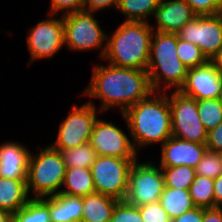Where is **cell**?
<instances>
[{"label":"cell","instance_id":"obj_1","mask_svg":"<svg viewBox=\"0 0 222 222\" xmlns=\"http://www.w3.org/2000/svg\"><path fill=\"white\" fill-rule=\"evenodd\" d=\"M95 64L90 82L84 92L88 102L100 100L98 110L105 113L118 108L123 114L129 107L147 98L153 89L147 70L116 67L111 64Z\"/></svg>","mask_w":222,"mask_h":222},{"label":"cell","instance_id":"obj_2","mask_svg":"<svg viewBox=\"0 0 222 222\" xmlns=\"http://www.w3.org/2000/svg\"><path fill=\"white\" fill-rule=\"evenodd\" d=\"M134 149L163 144L172 136L168 92H152L121 114Z\"/></svg>","mask_w":222,"mask_h":222},{"label":"cell","instance_id":"obj_3","mask_svg":"<svg viewBox=\"0 0 222 222\" xmlns=\"http://www.w3.org/2000/svg\"><path fill=\"white\" fill-rule=\"evenodd\" d=\"M153 31L150 22L123 20L107 34L102 60L116 67L147 70Z\"/></svg>","mask_w":222,"mask_h":222},{"label":"cell","instance_id":"obj_4","mask_svg":"<svg viewBox=\"0 0 222 222\" xmlns=\"http://www.w3.org/2000/svg\"><path fill=\"white\" fill-rule=\"evenodd\" d=\"M176 50L177 34L153 31L147 73L154 92L179 91L183 86L189 68Z\"/></svg>","mask_w":222,"mask_h":222},{"label":"cell","instance_id":"obj_5","mask_svg":"<svg viewBox=\"0 0 222 222\" xmlns=\"http://www.w3.org/2000/svg\"><path fill=\"white\" fill-rule=\"evenodd\" d=\"M30 153L28 160L27 191L29 197L43 198L57 195L63 185L66 166L60 151L50 145Z\"/></svg>","mask_w":222,"mask_h":222},{"label":"cell","instance_id":"obj_6","mask_svg":"<svg viewBox=\"0 0 222 222\" xmlns=\"http://www.w3.org/2000/svg\"><path fill=\"white\" fill-rule=\"evenodd\" d=\"M95 12L79 11L63 15L64 45L69 51L99 50V60L105 55L107 33L101 28Z\"/></svg>","mask_w":222,"mask_h":222},{"label":"cell","instance_id":"obj_7","mask_svg":"<svg viewBox=\"0 0 222 222\" xmlns=\"http://www.w3.org/2000/svg\"><path fill=\"white\" fill-rule=\"evenodd\" d=\"M95 102L72 105L69 114L59 125L57 137L50 146L62 151L75 148L90 141L93 126L99 113Z\"/></svg>","mask_w":222,"mask_h":222},{"label":"cell","instance_id":"obj_8","mask_svg":"<svg viewBox=\"0 0 222 222\" xmlns=\"http://www.w3.org/2000/svg\"><path fill=\"white\" fill-rule=\"evenodd\" d=\"M136 160L97 155L90 168L95 192L118 201L125 200L128 192L129 171Z\"/></svg>","mask_w":222,"mask_h":222},{"label":"cell","instance_id":"obj_9","mask_svg":"<svg viewBox=\"0 0 222 222\" xmlns=\"http://www.w3.org/2000/svg\"><path fill=\"white\" fill-rule=\"evenodd\" d=\"M172 137L206 144L207 131L198 114L197 100L180 91L168 92Z\"/></svg>","mask_w":222,"mask_h":222},{"label":"cell","instance_id":"obj_10","mask_svg":"<svg viewBox=\"0 0 222 222\" xmlns=\"http://www.w3.org/2000/svg\"><path fill=\"white\" fill-rule=\"evenodd\" d=\"M138 160L130 168L128 192L125 198V201L134 206L159 201L164 188V177L158 163Z\"/></svg>","mask_w":222,"mask_h":222},{"label":"cell","instance_id":"obj_11","mask_svg":"<svg viewBox=\"0 0 222 222\" xmlns=\"http://www.w3.org/2000/svg\"><path fill=\"white\" fill-rule=\"evenodd\" d=\"M54 16V17H53ZM49 14L29 28L26 43L30 54L28 66L39 59H52L64 45L63 16Z\"/></svg>","mask_w":222,"mask_h":222},{"label":"cell","instance_id":"obj_12","mask_svg":"<svg viewBox=\"0 0 222 222\" xmlns=\"http://www.w3.org/2000/svg\"><path fill=\"white\" fill-rule=\"evenodd\" d=\"M176 34L181 40L198 46L210 61L222 48V13L196 15Z\"/></svg>","mask_w":222,"mask_h":222},{"label":"cell","instance_id":"obj_13","mask_svg":"<svg viewBox=\"0 0 222 222\" xmlns=\"http://www.w3.org/2000/svg\"><path fill=\"white\" fill-rule=\"evenodd\" d=\"M90 144L99 156L138 159L130 134L116 126L115 122L98 118L93 126Z\"/></svg>","mask_w":222,"mask_h":222},{"label":"cell","instance_id":"obj_14","mask_svg":"<svg viewBox=\"0 0 222 222\" xmlns=\"http://www.w3.org/2000/svg\"><path fill=\"white\" fill-rule=\"evenodd\" d=\"M179 91L196 100L220 98L222 75L211 61L188 70L185 82Z\"/></svg>","mask_w":222,"mask_h":222},{"label":"cell","instance_id":"obj_15","mask_svg":"<svg viewBox=\"0 0 222 222\" xmlns=\"http://www.w3.org/2000/svg\"><path fill=\"white\" fill-rule=\"evenodd\" d=\"M160 167L189 166L196 168L207 151L206 144L170 137L160 145Z\"/></svg>","mask_w":222,"mask_h":222},{"label":"cell","instance_id":"obj_16","mask_svg":"<svg viewBox=\"0 0 222 222\" xmlns=\"http://www.w3.org/2000/svg\"><path fill=\"white\" fill-rule=\"evenodd\" d=\"M196 14L185 0H160L155 10V24L151 25L154 31L176 34Z\"/></svg>","mask_w":222,"mask_h":222},{"label":"cell","instance_id":"obj_17","mask_svg":"<svg viewBox=\"0 0 222 222\" xmlns=\"http://www.w3.org/2000/svg\"><path fill=\"white\" fill-rule=\"evenodd\" d=\"M31 150L20 142L7 141L0 145V177L27 179Z\"/></svg>","mask_w":222,"mask_h":222},{"label":"cell","instance_id":"obj_18","mask_svg":"<svg viewBox=\"0 0 222 222\" xmlns=\"http://www.w3.org/2000/svg\"><path fill=\"white\" fill-rule=\"evenodd\" d=\"M51 222H81L83 197L57 194L49 196Z\"/></svg>","mask_w":222,"mask_h":222},{"label":"cell","instance_id":"obj_19","mask_svg":"<svg viewBox=\"0 0 222 222\" xmlns=\"http://www.w3.org/2000/svg\"><path fill=\"white\" fill-rule=\"evenodd\" d=\"M26 182L27 179L0 177V210L14 214L27 204L30 197Z\"/></svg>","mask_w":222,"mask_h":222},{"label":"cell","instance_id":"obj_20","mask_svg":"<svg viewBox=\"0 0 222 222\" xmlns=\"http://www.w3.org/2000/svg\"><path fill=\"white\" fill-rule=\"evenodd\" d=\"M117 202L118 200L97 192L84 196L81 222H110Z\"/></svg>","mask_w":222,"mask_h":222},{"label":"cell","instance_id":"obj_21","mask_svg":"<svg viewBox=\"0 0 222 222\" xmlns=\"http://www.w3.org/2000/svg\"><path fill=\"white\" fill-rule=\"evenodd\" d=\"M95 192L93 176L87 168H66L61 194L84 197Z\"/></svg>","mask_w":222,"mask_h":222},{"label":"cell","instance_id":"obj_22","mask_svg":"<svg viewBox=\"0 0 222 222\" xmlns=\"http://www.w3.org/2000/svg\"><path fill=\"white\" fill-rule=\"evenodd\" d=\"M159 202L171 220L195 207L189 190L174 189L165 186Z\"/></svg>","mask_w":222,"mask_h":222},{"label":"cell","instance_id":"obj_23","mask_svg":"<svg viewBox=\"0 0 222 222\" xmlns=\"http://www.w3.org/2000/svg\"><path fill=\"white\" fill-rule=\"evenodd\" d=\"M159 2L160 0H119L117 11L124 15V21L150 22Z\"/></svg>","mask_w":222,"mask_h":222},{"label":"cell","instance_id":"obj_24","mask_svg":"<svg viewBox=\"0 0 222 222\" xmlns=\"http://www.w3.org/2000/svg\"><path fill=\"white\" fill-rule=\"evenodd\" d=\"M12 222H51L49 196L31 197L24 207L12 214Z\"/></svg>","mask_w":222,"mask_h":222},{"label":"cell","instance_id":"obj_25","mask_svg":"<svg viewBox=\"0 0 222 222\" xmlns=\"http://www.w3.org/2000/svg\"><path fill=\"white\" fill-rule=\"evenodd\" d=\"M189 193L195 207L215 208L214 179L195 175Z\"/></svg>","mask_w":222,"mask_h":222},{"label":"cell","instance_id":"obj_26","mask_svg":"<svg viewBox=\"0 0 222 222\" xmlns=\"http://www.w3.org/2000/svg\"><path fill=\"white\" fill-rule=\"evenodd\" d=\"M66 168H87L90 169L97 157L96 151L90 142L75 148L60 151Z\"/></svg>","mask_w":222,"mask_h":222},{"label":"cell","instance_id":"obj_27","mask_svg":"<svg viewBox=\"0 0 222 222\" xmlns=\"http://www.w3.org/2000/svg\"><path fill=\"white\" fill-rule=\"evenodd\" d=\"M164 186L174 189L189 190L194 181L196 171L195 168L189 166L161 167Z\"/></svg>","mask_w":222,"mask_h":222},{"label":"cell","instance_id":"obj_28","mask_svg":"<svg viewBox=\"0 0 222 222\" xmlns=\"http://www.w3.org/2000/svg\"><path fill=\"white\" fill-rule=\"evenodd\" d=\"M198 114L207 132L222 122V104L219 98L197 100Z\"/></svg>","mask_w":222,"mask_h":222},{"label":"cell","instance_id":"obj_29","mask_svg":"<svg viewBox=\"0 0 222 222\" xmlns=\"http://www.w3.org/2000/svg\"><path fill=\"white\" fill-rule=\"evenodd\" d=\"M176 53L178 58L189 69L202 66L209 61L198 46L190 42L183 41L178 38V36Z\"/></svg>","mask_w":222,"mask_h":222},{"label":"cell","instance_id":"obj_30","mask_svg":"<svg viewBox=\"0 0 222 222\" xmlns=\"http://www.w3.org/2000/svg\"><path fill=\"white\" fill-rule=\"evenodd\" d=\"M195 171L196 175L216 179L222 174V153L207 150Z\"/></svg>","mask_w":222,"mask_h":222},{"label":"cell","instance_id":"obj_31","mask_svg":"<svg viewBox=\"0 0 222 222\" xmlns=\"http://www.w3.org/2000/svg\"><path fill=\"white\" fill-rule=\"evenodd\" d=\"M110 222H144L138 206L127 201H118L113 209Z\"/></svg>","mask_w":222,"mask_h":222},{"label":"cell","instance_id":"obj_32","mask_svg":"<svg viewBox=\"0 0 222 222\" xmlns=\"http://www.w3.org/2000/svg\"><path fill=\"white\" fill-rule=\"evenodd\" d=\"M138 208L144 222H171L159 201L141 205Z\"/></svg>","mask_w":222,"mask_h":222},{"label":"cell","instance_id":"obj_33","mask_svg":"<svg viewBox=\"0 0 222 222\" xmlns=\"http://www.w3.org/2000/svg\"><path fill=\"white\" fill-rule=\"evenodd\" d=\"M196 15L222 13V0H185Z\"/></svg>","mask_w":222,"mask_h":222},{"label":"cell","instance_id":"obj_34","mask_svg":"<svg viewBox=\"0 0 222 222\" xmlns=\"http://www.w3.org/2000/svg\"><path fill=\"white\" fill-rule=\"evenodd\" d=\"M49 14L63 16L72 12L83 11V0H50Z\"/></svg>","mask_w":222,"mask_h":222},{"label":"cell","instance_id":"obj_35","mask_svg":"<svg viewBox=\"0 0 222 222\" xmlns=\"http://www.w3.org/2000/svg\"><path fill=\"white\" fill-rule=\"evenodd\" d=\"M119 5V0H83V11L99 12L106 9L115 8Z\"/></svg>","mask_w":222,"mask_h":222},{"label":"cell","instance_id":"obj_36","mask_svg":"<svg viewBox=\"0 0 222 222\" xmlns=\"http://www.w3.org/2000/svg\"><path fill=\"white\" fill-rule=\"evenodd\" d=\"M207 150L222 153V122L207 133Z\"/></svg>","mask_w":222,"mask_h":222},{"label":"cell","instance_id":"obj_37","mask_svg":"<svg viewBox=\"0 0 222 222\" xmlns=\"http://www.w3.org/2000/svg\"><path fill=\"white\" fill-rule=\"evenodd\" d=\"M203 208L194 207L193 209L183 213L171 220V222H202Z\"/></svg>","mask_w":222,"mask_h":222},{"label":"cell","instance_id":"obj_38","mask_svg":"<svg viewBox=\"0 0 222 222\" xmlns=\"http://www.w3.org/2000/svg\"><path fill=\"white\" fill-rule=\"evenodd\" d=\"M202 222H222V208H203Z\"/></svg>","mask_w":222,"mask_h":222},{"label":"cell","instance_id":"obj_39","mask_svg":"<svg viewBox=\"0 0 222 222\" xmlns=\"http://www.w3.org/2000/svg\"><path fill=\"white\" fill-rule=\"evenodd\" d=\"M215 207L222 208V174L214 179Z\"/></svg>","mask_w":222,"mask_h":222},{"label":"cell","instance_id":"obj_40","mask_svg":"<svg viewBox=\"0 0 222 222\" xmlns=\"http://www.w3.org/2000/svg\"><path fill=\"white\" fill-rule=\"evenodd\" d=\"M210 61L222 75V48Z\"/></svg>","mask_w":222,"mask_h":222},{"label":"cell","instance_id":"obj_41","mask_svg":"<svg viewBox=\"0 0 222 222\" xmlns=\"http://www.w3.org/2000/svg\"><path fill=\"white\" fill-rule=\"evenodd\" d=\"M0 222H12V214L7 211L0 210Z\"/></svg>","mask_w":222,"mask_h":222},{"label":"cell","instance_id":"obj_42","mask_svg":"<svg viewBox=\"0 0 222 222\" xmlns=\"http://www.w3.org/2000/svg\"><path fill=\"white\" fill-rule=\"evenodd\" d=\"M219 99H220V101H221V104H222V93H221V95H220V98H219Z\"/></svg>","mask_w":222,"mask_h":222}]
</instances>
